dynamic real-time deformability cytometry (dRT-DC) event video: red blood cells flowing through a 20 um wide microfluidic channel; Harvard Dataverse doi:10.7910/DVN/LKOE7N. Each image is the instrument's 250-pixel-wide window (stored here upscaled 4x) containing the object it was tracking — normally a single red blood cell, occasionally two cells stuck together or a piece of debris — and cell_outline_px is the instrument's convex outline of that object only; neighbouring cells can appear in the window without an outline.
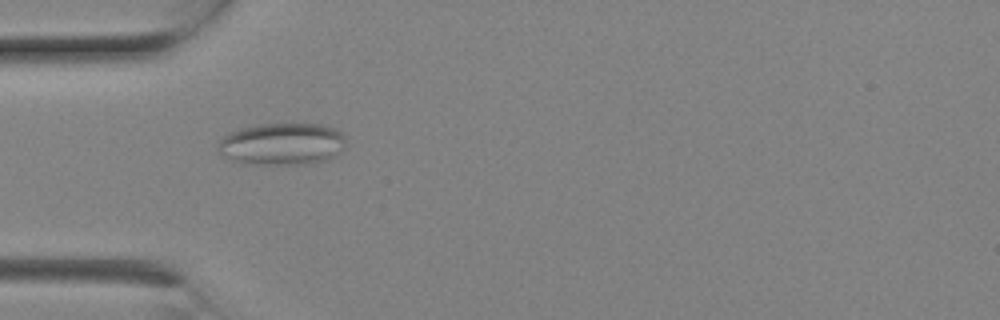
{"species": "Egyptian fruit bat (a non-hibernating species)", "species_latin": "Rousettus aegyptiacus", "temperature_condition": "room temperature", "stored_images_in_passage": 1, "camera_frame_rate_fps": 3000, "um_per_image_px": 0.085, "animal": {"sex": "female"}, "frame": {"image": 1, "passage_image": 1, "time_ms": 0.0, "image_size_px": [1000, 320], "cell_outline_px": [[344, 148], [336, 156], [328, 160], [308, 164], [240, 164], [220, 156], [216, 148], [220, 140], [224, 136], [240, 128], [260, 124], [324, 124], [336, 128], [344, 136]], "centroid_in_image_um": [23.95, 12.26], "position_along_channel_um": 61.0, "area_um2": 31.91}}